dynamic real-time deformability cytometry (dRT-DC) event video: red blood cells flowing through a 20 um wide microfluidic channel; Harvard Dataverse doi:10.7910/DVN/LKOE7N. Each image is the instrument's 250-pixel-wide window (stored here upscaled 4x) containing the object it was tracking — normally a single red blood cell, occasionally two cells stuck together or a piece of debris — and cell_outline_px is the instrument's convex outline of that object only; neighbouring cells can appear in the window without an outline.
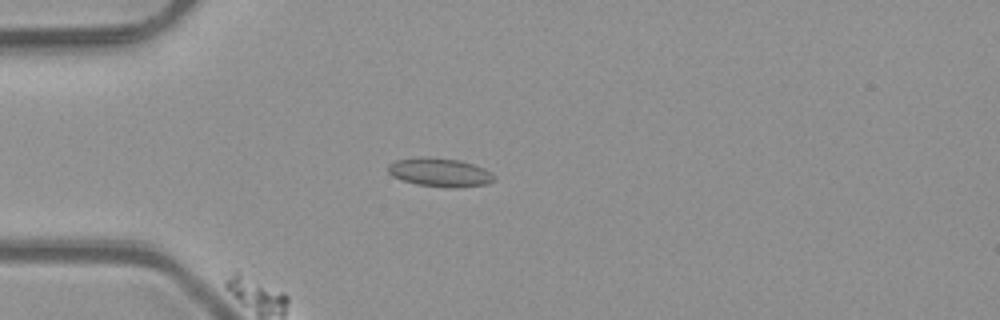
{"species": "common noctule bat (a hibernating species)", "species_latin": "Nyctalus noctula", "temperature_condition": "room temperature", "stored_images_in_passage": 57, "camera_frame_rate_fps": 3000, "um_per_image_px": 0.085, "animal": {"sex": "male", "body_mass_g": 23.1, "forearm_length_mm": 52.7}, "frame": {"image": 1, "passage_image": 13, "time_ms": 4.0, "image_size_px": [1000, 320], "cell_outline_px": [[496, 180], [488, 184], [456, 188], [452, 188], [416, 184], [392, 176], [388, 172], [388, 164], [396, 160], [420, 156], [428, 156], [460, 160], [484, 168], [492, 172], [496, 176]], "centroid_in_image_um": [37.42, 14.64], "position_along_channel_um": 47.6, "area_um2": 17.98}}
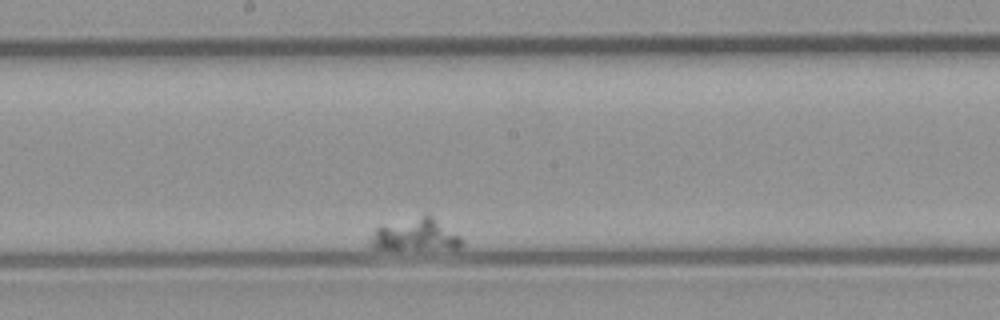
{"frame": {"image": 2, "passage_image": 37, "time_ms": 12.0, "image_size_px": [1000, 320], "cell_outline_px": [[464, 244], [460, 248], [372, 248], [368, 244], [368, 240], [372, 232], [376, 228], [424, 216], [432, 216], [460, 236], [464, 240]], "centroid_in_image_um": [35.33, 19.99], "position_along_channel_um": 212.9, "area_um2": 16.36}}
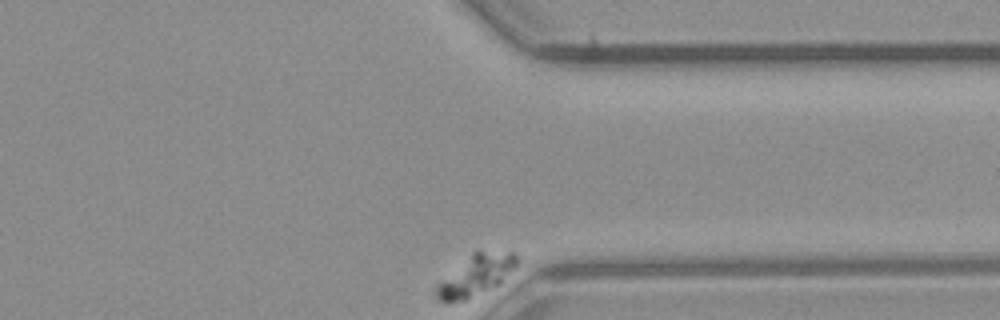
{"frame": {"image": 3, "passage_image": 57, "time_ms": 18.667, "image_size_px": [1000, 320], "cell_outline_px": [[520, 260], [496, 284], [468, 300], [452, 304], [444, 304], [436, 300], [436, 284], [472, 252], [516, 252]], "centroid_in_image_um": [40.34, 23.45], "position_along_channel_um": 371.1, "area_um2": 18.96}}